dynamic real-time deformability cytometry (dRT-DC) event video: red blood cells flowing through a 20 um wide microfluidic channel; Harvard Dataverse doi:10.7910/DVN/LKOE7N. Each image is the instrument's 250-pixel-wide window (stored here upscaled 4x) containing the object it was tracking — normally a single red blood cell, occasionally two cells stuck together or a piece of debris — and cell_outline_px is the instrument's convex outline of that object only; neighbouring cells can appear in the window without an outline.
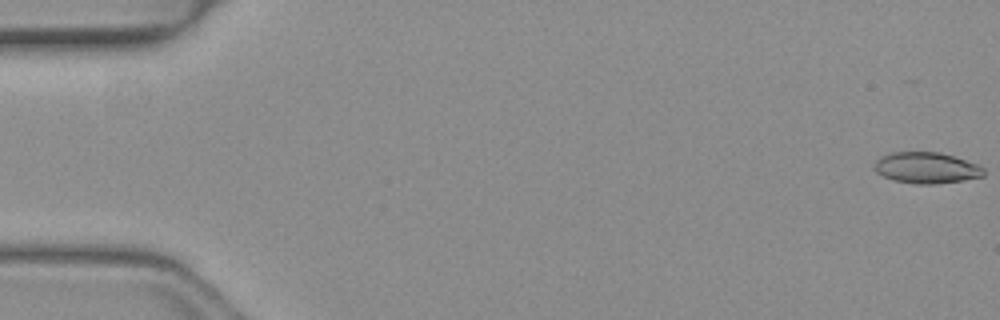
{"species": "common noctule bat (a hibernating species)", "species_latin": "Nyctalus noctula", "temperature_condition": "warm", "stored_images_in_passage": 8, "camera_frame_rate_fps": 3000, "um_per_image_px": 0.085, "animal": {"sex": "female", "body_mass_g": 19.3, "forearm_length_mm": 54.1}, "frame": {"image": 1, "passage_image": 1, "time_ms": 0.0, "image_size_px": [1000, 320], "cell_outline_px": [[984, 176], [964, 180], [936, 184], [916, 184], [892, 180], [876, 172], [872, 168], [876, 160], [880, 156], [892, 152], [940, 152], [976, 164], [984, 168]], "centroid_in_image_um": [78.7, 14.27], "position_along_channel_um": 6.3, "area_um2": 19.88}}